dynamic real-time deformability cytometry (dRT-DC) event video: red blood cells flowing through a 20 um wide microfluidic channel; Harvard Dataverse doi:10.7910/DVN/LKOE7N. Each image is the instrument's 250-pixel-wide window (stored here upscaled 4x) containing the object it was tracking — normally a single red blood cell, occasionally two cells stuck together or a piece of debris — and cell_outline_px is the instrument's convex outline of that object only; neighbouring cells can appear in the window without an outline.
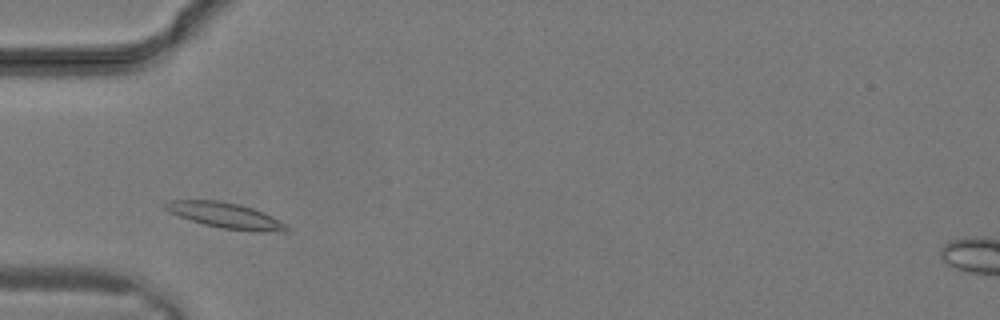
{"species": "common noctule bat (a hibernating species)", "species_latin": "Nyctalus noctula", "temperature_condition": "warm", "stored_images_in_passage": 14, "camera_frame_rate_fps": 3000, "um_per_image_px": 0.085, "animal": {"sex": "male", "body_mass_g": 19.2, "forearm_length_mm": 51.8}, "frame": {"image": 1, "passage_image": 3, "time_ms": 0.667, "image_size_px": [1000, 320], "cell_outline_px": [[292, 228], [288, 232], [260, 232], [220, 228], [204, 224], [168, 212], [164, 208], [164, 204], [168, 200], [220, 200], [240, 204], [264, 212], [280, 220]], "centroid_in_image_um": [19.24, 18.32], "position_along_channel_um": 65.8, "area_um2": 18.32}}
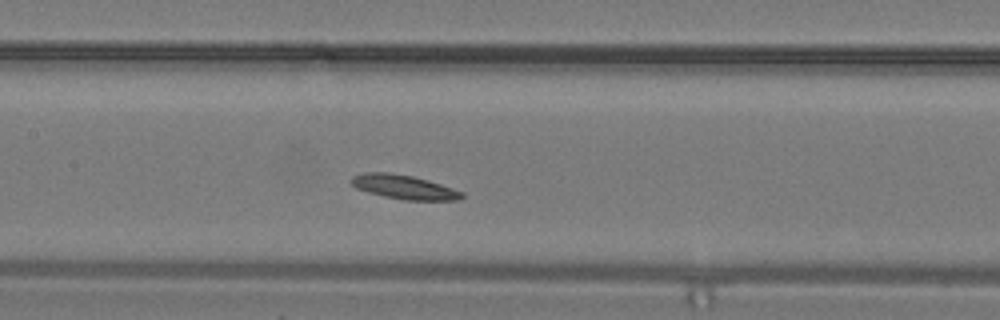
{"frame": {"image": 2, "passage_image": 8, "time_ms": 2.333, "image_size_px": [1000, 320], "cell_outline_px": [[464, 196], [456, 200], [404, 200], [384, 196], [368, 192], [356, 188], [352, 184], [352, 176], [364, 172], [388, 172], [412, 176], [428, 180], [464, 192]], "centroid_in_image_um": [34.34, 15.89], "position_along_channel_um": 173.1, "area_um2": 15.43}}
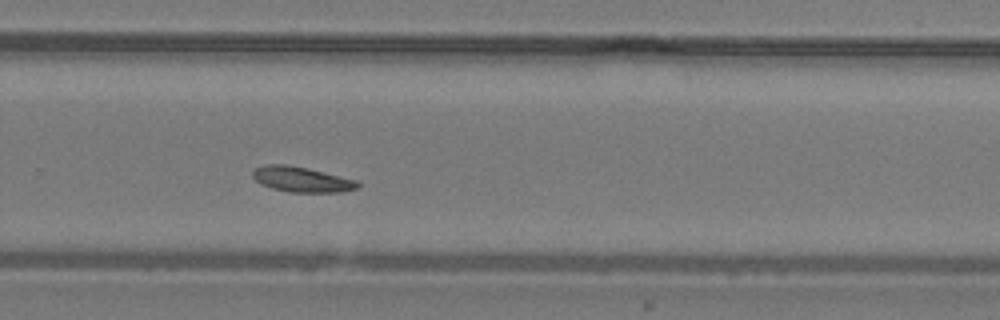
{"frame": {"image": 3, "passage_image": 14, "time_ms": 4.333, "image_size_px": [1000, 320], "cell_outline_px": [[360, 184], [356, 188], [340, 192], [288, 192], [272, 188], [260, 184], [252, 176], [252, 172], [256, 168], [264, 164], [288, 164], [308, 168], [356, 180]], "centroid_in_image_um": [25.6, 15.24], "position_along_channel_um": 304.2, "area_um2": 15.43}}